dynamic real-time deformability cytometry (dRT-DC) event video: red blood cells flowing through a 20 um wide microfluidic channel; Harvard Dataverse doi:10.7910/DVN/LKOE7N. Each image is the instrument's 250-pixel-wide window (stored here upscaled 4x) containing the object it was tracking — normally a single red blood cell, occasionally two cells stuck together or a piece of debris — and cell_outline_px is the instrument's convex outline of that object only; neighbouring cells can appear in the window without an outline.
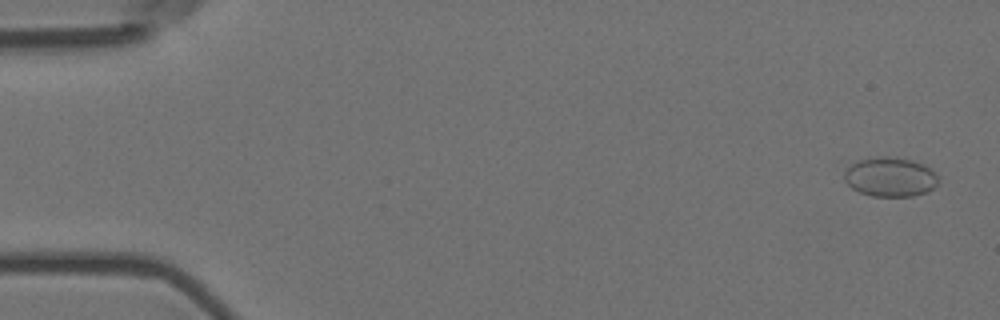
{"species": "Egyptian fruit bat (a non-hibernating species)", "species_latin": "Rousettus aegyptiacus", "temperature_condition": "room temperature", "stored_images_in_passage": 57, "camera_frame_rate_fps": 3000, "um_per_image_px": 0.085, "animal": {"sex": "female"}, "frame": {"image": 1, "passage_image": 3, "time_ms": 0.667, "image_size_px": [1000, 320], "cell_outline_px": [[936, 184], [932, 188], [924, 192], [912, 196], [872, 196], [860, 192], [852, 188], [844, 180], [844, 172], [856, 160], [868, 156], [896, 156], [912, 160], [924, 164], [936, 176]], "centroid_in_image_um": [75.6, 15.01], "position_along_channel_um": 9.4, "area_um2": 21.56}}
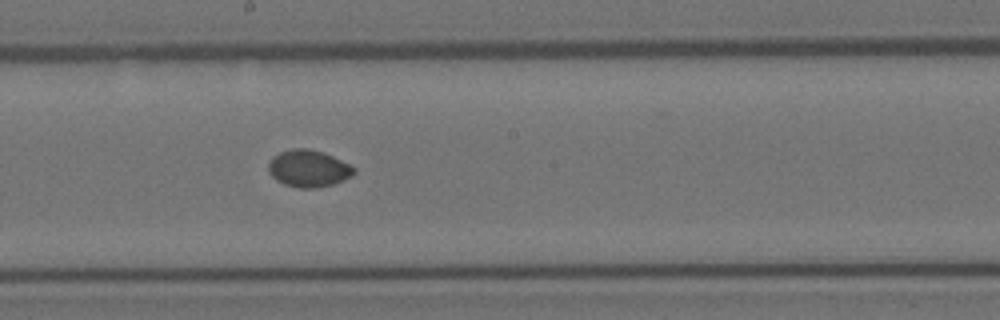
{"frame": {"image": 2, "passage_image": 32, "time_ms": 10.333, "image_size_px": [1000, 320], "cell_outline_px": [[356, 172], [352, 176], [344, 180], [332, 184], [316, 188], [300, 188], [284, 184], [276, 180], [268, 172], [268, 164], [272, 156], [280, 152], [292, 148], [308, 148], [324, 152], [356, 168]], "centroid_in_image_um": [26.21, 14.32], "position_along_channel_um": 222.0, "area_um2": 18.55}}
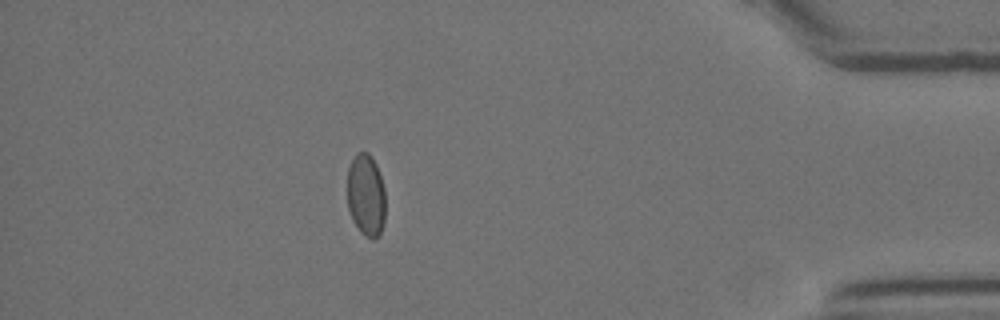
{"frame": {"image": 3, "passage_image": 51, "time_ms": 16.667, "image_size_px": [1000, 320], "cell_outline_px": [[384, 224], [380, 232], [372, 240], [364, 236], [360, 232], [352, 220], [348, 208], [348, 168], [352, 160], [360, 152], [368, 152], [372, 156], [376, 164], [384, 188]], "centroid_in_image_um": [31.1, 16.61], "position_along_channel_um": 404.1, "area_um2": 18.21}}